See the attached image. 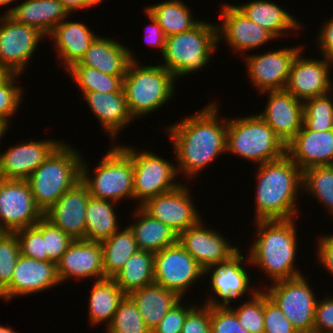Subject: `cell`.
<instances>
[{
	"label": "cell",
	"mask_w": 333,
	"mask_h": 333,
	"mask_svg": "<svg viewBox=\"0 0 333 333\" xmlns=\"http://www.w3.org/2000/svg\"><path fill=\"white\" fill-rule=\"evenodd\" d=\"M221 7L220 19L223 21H220V24L215 23L218 43L225 40L233 52L245 55L244 52L257 49L256 47L276 39L269 31L249 20L235 5L223 4Z\"/></svg>",
	"instance_id": "cell-18"
},
{
	"label": "cell",
	"mask_w": 333,
	"mask_h": 333,
	"mask_svg": "<svg viewBox=\"0 0 333 333\" xmlns=\"http://www.w3.org/2000/svg\"><path fill=\"white\" fill-rule=\"evenodd\" d=\"M148 19L150 20L151 24L148 27V32L146 30V43L151 45L152 47H159V51L161 52V55L164 53L165 50V43H166V36L163 32V29L158 24V22L155 20V18L145 9L144 12ZM146 27V28H147Z\"/></svg>",
	"instance_id": "cell-54"
},
{
	"label": "cell",
	"mask_w": 333,
	"mask_h": 333,
	"mask_svg": "<svg viewBox=\"0 0 333 333\" xmlns=\"http://www.w3.org/2000/svg\"><path fill=\"white\" fill-rule=\"evenodd\" d=\"M82 22L67 21V18L58 24L48 36L54 39L56 55L67 71L84 56L90 44L98 36Z\"/></svg>",
	"instance_id": "cell-29"
},
{
	"label": "cell",
	"mask_w": 333,
	"mask_h": 333,
	"mask_svg": "<svg viewBox=\"0 0 333 333\" xmlns=\"http://www.w3.org/2000/svg\"><path fill=\"white\" fill-rule=\"evenodd\" d=\"M264 333H297L289 319L265 291Z\"/></svg>",
	"instance_id": "cell-47"
},
{
	"label": "cell",
	"mask_w": 333,
	"mask_h": 333,
	"mask_svg": "<svg viewBox=\"0 0 333 333\" xmlns=\"http://www.w3.org/2000/svg\"><path fill=\"white\" fill-rule=\"evenodd\" d=\"M295 220L254 221L257 239L245 263L261 268L272 283L303 275L294 263L298 252Z\"/></svg>",
	"instance_id": "cell-3"
},
{
	"label": "cell",
	"mask_w": 333,
	"mask_h": 333,
	"mask_svg": "<svg viewBox=\"0 0 333 333\" xmlns=\"http://www.w3.org/2000/svg\"><path fill=\"white\" fill-rule=\"evenodd\" d=\"M146 10L155 18L166 37L187 32L200 21L194 19L190 8L182 0H168L147 6ZM193 17V18H192Z\"/></svg>",
	"instance_id": "cell-37"
},
{
	"label": "cell",
	"mask_w": 333,
	"mask_h": 333,
	"mask_svg": "<svg viewBox=\"0 0 333 333\" xmlns=\"http://www.w3.org/2000/svg\"><path fill=\"white\" fill-rule=\"evenodd\" d=\"M202 219L178 236V242L205 269L229 260L239 247L227 241L219 232L206 228Z\"/></svg>",
	"instance_id": "cell-20"
},
{
	"label": "cell",
	"mask_w": 333,
	"mask_h": 333,
	"mask_svg": "<svg viewBox=\"0 0 333 333\" xmlns=\"http://www.w3.org/2000/svg\"><path fill=\"white\" fill-rule=\"evenodd\" d=\"M0 23V66L7 73L23 74L44 35L8 15H1Z\"/></svg>",
	"instance_id": "cell-13"
},
{
	"label": "cell",
	"mask_w": 333,
	"mask_h": 333,
	"mask_svg": "<svg viewBox=\"0 0 333 333\" xmlns=\"http://www.w3.org/2000/svg\"><path fill=\"white\" fill-rule=\"evenodd\" d=\"M286 154L302 171L315 166L333 165V129L315 132L302 125L286 145Z\"/></svg>",
	"instance_id": "cell-25"
},
{
	"label": "cell",
	"mask_w": 333,
	"mask_h": 333,
	"mask_svg": "<svg viewBox=\"0 0 333 333\" xmlns=\"http://www.w3.org/2000/svg\"><path fill=\"white\" fill-rule=\"evenodd\" d=\"M0 333H17L16 331H14V329L12 330V328L10 327H6V326H1L0 325Z\"/></svg>",
	"instance_id": "cell-57"
},
{
	"label": "cell",
	"mask_w": 333,
	"mask_h": 333,
	"mask_svg": "<svg viewBox=\"0 0 333 333\" xmlns=\"http://www.w3.org/2000/svg\"><path fill=\"white\" fill-rule=\"evenodd\" d=\"M331 19V20H330ZM321 26L317 34L316 42L322 52V56L333 62V17Z\"/></svg>",
	"instance_id": "cell-52"
},
{
	"label": "cell",
	"mask_w": 333,
	"mask_h": 333,
	"mask_svg": "<svg viewBox=\"0 0 333 333\" xmlns=\"http://www.w3.org/2000/svg\"><path fill=\"white\" fill-rule=\"evenodd\" d=\"M134 57L133 51L120 42L98 35L73 66H87L111 76H125L129 64L137 59Z\"/></svg>",
	"instance_id": "cell-26"
},
{
	"label": "cell",
	"mask_w": 333,
	"mask_h": 333,
	"mask_svg": "<svg viewBox=\"0 0 333 333\" xmlns=\"http://www.w3.org/2000/svg\"><path fill=\"white\" fill-rule=\"evenodd\" d=\"M70 14L76 10L91 8L92 6L103 2V0H59Z\"/></svg>",
	"instance_id": "cell-55"
},
{
	"label": "cell",
	"mask_w": 333,
	"mask_h": 333,
	"mask_svg": "<svg viewBox=\"0 0 333 333\" xmlns=\"http://www.w3.org/2000/svg\"><path fill=\"white\" fill-rule=\"evenodd\" d=\"M15 234L20 244V254L40 261H50L45 252V239L35 226L17 230Z\"/></svg>",
	"instance_id": "cell-46"
},
{
	"label": "cell",
	"mask_w": 333,
	"mask_h": 333,
	"mask_svg": "<svg viewBox=\"0 0 333 333\" xmlns=\"http://www.w3.org/2000/svg\"><path fill=\"white\" fill-rule=\"evenodd\" d=\"M8 73L0 66V80H2Z\"/></svg>",
	"instance_id": "cell-59"
},
{
	"label": "cell",
	"mask_w": 333,
	"mask_h": 333,
	"mask_svg": "<svg viewBox=\"0 0 333 333\" xmlns=\"http://www.w3.org/2000/svg\"><path fill=\"white\" fill-rule=\"evenodd\" d=\"M301 53L303 50L292 62L285 90L302 102L332 92L330 69L333 62L323 56L322 60L308 59Z\"/></svg>",
	"instance_id": "cell-17"
},
{
	"label": "cell",
	"mask_w": 333,
	"mask_h": 333,
	"mask_svg": "<svg viewBox=\"0 0 333 333\" xmlns=\"http://www.w3.org/2000/svg\"><path fill=\"white\" fill-rule=\"evenodd\" d=\"M89 296V322L93 326L104 324L107 327L126 294L116 284L113 278L93 281Z\"/></svg>",
	"instance_id": "cell-33"
},
{
	"label": "cell",
	"mask_w": 333,
	"mask_h": 333,
	"mask_svg": "<svg viewBox=\"0 0 333 333\" xmlns=\"http://www.w3.org/2000/svg\"><path fill=\"white\" fill-rule=\"evenodd\" d=\"M317 252L319 263H321L325 270L333 275V235H325L320 240L318 239Z\"/></svg>",
	"instance_id": "cell-53"
},
{
	"label": "cell",
	"mask_w": 333,
	"mask_h": 333,
	"mask_svg": "<svg viewBox=\"0 0 333 333\" xmlns=\"http://www.w3.org/2000/svg\"><path fill=\"white\" fill-rule=\"evenodd\" d=\"M62 143L50 138L13 145L0 153V177L26 180Z\"/></svg>",
	"instance_id": "cell-21"
},
{
	"label": "cell",
	"mask_w": 333,
	"mask_h": 333,
	"mask_svg": "<svg viewBox=\"0 0 333 333\" xmlns=\"http://www.w3.org/2000/svg\"><path fill=\"white\" fill-rule=\"evenodd\" d=\"M229 307L237 316L239 323L249 333H264V289L256 291L249 299L239 305Z\"/></svg>",
	"instance_id": "cell-42"
},
{
	"label": "cell",
	"mask_w": 333,
	"mask_h": 333,
	"mask_svg": "<svg viewBox=\"0 0 333 333\" xmlns=\"http://www.w3.org/2000/svg\"><path fill=\"white\" fill-rule=\"evenodd\" d=\"M240 251L234 254L229 260L204 269V275L207 276L208 273L212 274L209 280L211 279L210 285L216 294H214L215 297H207V301L205 300L204 304L213 307H230V302L232 303V301L242 298L247 292L249 295L246 297H251L258 291V288L255 289L254 286L251 287L252 289L249 288L251 284L249 281L250 277L244 268L245 265H241L245 262V258Z\"/></svg>",
	"instance_id": "cell-14"
},
{
	"label": "cell",
	"mask_w": 333,
	"mask_h": 333,
	"mask_svg": "<svg viewBox=\"0 0 333 333\" xmlns=\"http://www.w3.org/2000/svg\"><path fill=\"white\" fill-rule=\"evenodd\" d=\"M302 190L319 204L324 205L330 216H333V165L315 166L303 171Z\"/></svg>",
	"instance_id": "cell-38"
},
{
	"label": "cell",
	"mask_w": 333,
	"mask_h": 333,
	"mask_svg": "<svg viewBox=\"0 0 333 333\" xmlns=\"http://www.w3.org/2000/svg\"><path fill=\"white\" fill-rule=\"evenodd\" d=\"M10 123L0 118V140L3 138L5 132L9 129Z\"/></svg>",
	"instance_id": "cell-56"
},
{
	"label": "cell",
	"mask_w": 333,
	"mask_h": 333,
	"mask_svg": "<svg viewBox=\"0 0 333 333\" xmlns=\"http://www.w3.org/2000/svg\"><path fill=\"white\" fill-rule=\"evenodd\" d=\"M198 305L187 313L181 333H211L210 306Z\"/></svg>",
	"instance_id": "cell-50"
},
{
	"label": "cell",
	"mask_w": 333,
	"mask_h": 333,
	"mask_svg": "<svg viewBox=\"0 0 333 333\" xmlns=\"http://www.w3.org/2000/svg\"><path fill=\"white\" fill-rule=\"evenodd\" d=\"M117 203L90 197L86 209L85 239L103 241L120 229L116 212Z\"/></svg>",
	"instance_id": "cell-36"
},
{
	"label": "cell",
	"mask_w": 333,
	"mask_h": 333,
	"mask_svg": "<svg viewBox=\"0 0 333 333\" xmlns=\"http://www.w3.org/2000/svg\"><path fill=\"white\" fill-rule=\"evenodd\" d=\"M128 296L137 305L144 323L151 332L167 312L182 300L176 292L155 283L137 289Z\"/></svg>",
	"instance_id": "cell-31"
},
{
	"label": "cell",
	"mask_w": 333,
	"mask_h": 333,
	"mask_svg": "<svg viewBox=\"0 0 333 333\" xmlns=\"http://www.w3.org/2000/svg\"><path fill=\"white\" fill-rule=\"evenodd\" d=\"M264 291L292 323L297 333L314 332L315 307L318 301L304 274L272 283Z\"/></svg>",
	"instance_id": "cell-10"
},
{
	"label": "cell",
	"mask_w": 333,
	"mask_h": 333,
	"mask_svg": "<svg viewBox=\"0 0 333 333\" xmlns=\"http://www.w3.org/2000/svg\"><path fill=\"white\" fill-rule=\"evenodd\" d=\"M301 46L282 48L263 54L246 56L247 75L254 87L265 91L285 90L290 68Z\"/></svg>",
	"instance_id": "cell-16"
},
{
	"label": "cell",
	"mask_w": 333,
	"mask_h": 333,
	"mask_svg": "<svg viewBox=\"0 0 333 333\" xmlns=\"http://www.w3.org/2000/svg\"><path fill=\"white\" fill-rule=\"evenodd\" d=\"M17 78H20V74L8 73L0 80V118L8 123H10L12 115L14 117V114L18 111L20 101L24 99L22 98L23 87L16 85Z\"/></svg>",
	"instance_id": "cell-45"
},
{
	"label": "cell",
	"mask_w": 333,
	"mask_h": 333,
	"mask_svg": "<svg viewBox=\"0 0 333 333\" xmlns=\"http://www.w3.org/2000/svg\"><path fill=\"white\" fill-rule=\"evenodd\" d=\"M43 216L26 180L0 177V232L34 226Z\"/></svg>",
	"instance_id": "cell-12"
},
{
	"label": "cell",
	"mask_w": 333,
	"mask_h": 333,
	"mask_svg": "<svg viewBox=\"0 0 333 333\" xmlns=\"http://www.w3.org/2000/svg\"><path fill=\"white\" fill-rule=\"evenodd\" d=\"M90 111L96 116L101 128L110 138L116 140L121 129L134 121L131 115L124 92L104 93L85 92L83 93Z\"/></svg>",
	"instance_id": "cell-28"
},
{
	"label": "cell",
	"mask_w": 333,
	"mask_h": 333,
	"mask_svg": "<svg viewBox=\"0 0 333 333\" xmlns=\"http://www.w3.org/2000/svg\"><path fill=\"white\" fill-rule=\"evenodd\" d=\"M203 276L204 268L178 241L154 253V283L181 298Z\"/></svg>",
	"instance_id": "cell-11"
},
{
	"label": "cell",
	"mask_w": 333,
	"mask_h": 333,
	"mask_svg": "<svg viewBox=\"0 0 333 333\" xmlns=\"http://www.w3.org/2000/svg\"><path fill=\"white\" fill-rule=\"evenodd\" d=\"M175 77L162 65L141 66L138 60L129 64L123 78V92L134 119L152 114L172 99Z\"/></svg>",
	"instance_id": "cell-5"
},
{
	"label": "cell",
	"mask_w": 333,
	"mask_h": 333,
	"mask_svg": "<svg viewBox=\"0 0 333 333\" xmlns=\"http://www.w3.org/2000/svg\"><path fill=\"white\" fill-rule=\"evenodd\" d=\"M190 192L191 190L185 184H181L169 192L148 199L141 207L153 218L169 226L179 236L202 218L201 214H198Z\"/></svg>",
	"instance_id": "cell-15"
},
{
	"label": "cell",
	"mask_w": 333,
	"mask_h": 333,
	"mask_svg": "<svg viewBox=\"0 0 333 333\" xmlns=\"http://www.w3.org/2000/svg\"><path fill=\"white\" fill-rule=\"evenodd\" d=\"M20 256V244L15 232H0V293L11 283Z\"/></svg>",
	"instance_id": "cell-43"
},
{
	"label": "cell",
	"mask_w": 333,
	"mask_h": 333,
	"mask_svg": "<svg viewBox=\"0 0 333 333\" xmlns=\"http://www.w3.org/2000/svg\"><path fill=\"white\" fill-rule=\"evenodd\" d=\"M213 24V25H212ZM203 20L187 32L166 37L161 65L171 72L175 79L193 73L212 62L210 56L217 48V25Z\"/></svg>",
	"instance_id": "cell-6"
},
{
	"label": "cell",
	"mask_w": 333,
	"mask_h": 333,
	"mask_svg": "<svg viewBox=\"0 0 333 333\" xmlns=\"http://www.w3.org/2000/svg\"><path fill=\"white\" fill-rule=\"evenodd\" d=\"M235 7L249 20L269 31L276 39L285 35L287 30L291 32L294 30L296 33L303 27L286 9H282L270 0H253Z\"/></svg>",
	"instance_id": "cell-30"
},
{
	"label": "cell",
	"mask_w": 333,
	"mask_h": 333,
	"mask_svg": "<svg viewBox=\"0 0 333 333\" xmlns=\"http://www.w3.org/2000/svg\"><path fill=\"white\" fill-rule=\"evenodd\" d=\"M106 328L107 333H151L137 305L128 295L119 303L112 321Z\"/></svg>",
	"instance_id": "cell-41"
},
{
	"label": "cell",
	"mask_w": 333,
	"mask_h": 333,
	"mask_svg": "<svg viewBox=\"0 0 333 333\" xmlns=\"http://www.w3.org/2000/svg\"><path fill=\"white\" fill-rule=\"evenodd\" d=\"M214 102L166 128L175 150L177 172L184 174L183 178L193 179L220 153H226L228 118L219 121V106Z\"/></svg>",
	"instance_id": "cell-1"
},
{
	"label": "cell",
	"mask_w": 333,
	"mask_h": 333,
	"mask_svg": "<svg viewBox=\"0 0 333 333\" xmlns=\"http://www.w3.org/2000/svg\"><path fill=\"white\" fill-rule=\"evenodd\" d=\"M135 207V222L128 225L139 250L157 253L178 241V235L167 225L149 215L141 206Z\"/></svg>",
	"instance_id": "cell-32"
},
{
	"label": "cell",
	"mask_w": 333,
	"mask_h": 333,
	"mask_svg": "<svg viewBox=\"0 0 333 333\" xmlns=\"http://www.w3.org/2000/svg\"><path fill=\"white\" fill-rule=\"evenodd\" d=\"M226 152L261 165L286 154V145L258 115L228 118Z\"/></svg>",
	"instance_id": "cell-7"
},
{
	"label": "cell",
	"mask_w": 333,
	"mask_h": 333,
	"mask_svg": "<svg viewBox=\"0 0 333 333\" xmlns=\"http://www.w3.org/2000/svg\"><path fill=\"white\" fill-rule=\"evenodd\" d=\"M333 94L313 97L303 102V125L311 131L333 129Z\"/></svg>",
	"instance_id": "cell-40"
},
{
	"label": "cell",
	"mask_w": 333,
	"mask_h": 333,
	"mask_svg": "<svg viewBox=\"0 0 333 333\" xmlns=\"http://www.w3.org/2000/svg\"><path fill=\"white\" fill-rule=\"evenodd\" d=\"M88 187L80 180L52 205L44 217L75 239H85Z\"/></svg>",
	"instance_id": "cell-22"
},
{
	"label": "cell",
	"mask_w": 333,
	"mask_h": 333,
	"mask_svg": "<svg viewBox=\"0 0 333 333\" xmlns=\"http://www.w3.org/2000/svg\"><path fill=\"white\" fill-rule=\"evenodd\" d=\"M211 333H249L229 307L210 306Z\"/></svg>",
	"instance_id": "cell-48"
},
{
	"label": "cell",
	"mask_w": 333,
	"mask_h": 333,
	"mask_svg": "<svg viewBox=\"0 0 333 333\" xmlns=\"http://www.w3.org/2000/svg\"><path fill=\"white\" fill-rule=\"evenodd\" d=\"M16 0H0V6H7Z\"/></svg>",
	"instance_id": "cell-58"
},
{
	"label": "cell",
	"mask_w": 333,
	"mask_h": 333,
	"mask_svg": "<svg viewBox=\"0 0 333 333\" xmlns=\"http://www.w3.org/2000/svg\"><path fill=\"white\" fill-rule=\"evenodd\" d=\"M34 226L45 239V252L48 253L49 260L57 264L74 239L44 216Z\"/></svg>",
	"instance_id": "cell-44"
},
{
	"label": "cell",
	"mask_w": 333,
	"mask_h": 333,
	"mask_svg": "<svg viewBox=\"0 0 333 333\" xmlns=\"http://www.w3.org/2000/svg\"><path fill=\"white\" fill-rule=\"evenodd\" d=\"M256 171L255 221L297 218L299 207L295 201L299 190L302 191L303 180L298 165L284 154L258 165Z\"/></svg>",
	"instance_id": "cell-2"
},
{
	"label": "cell",
	"mask_w": 333,
	"mask_h": 333,
	"mask_svg": "<svg viewBox=\"0 0 333 333\" xmlns=\"http://www.w3.org/2000/svg\"><path fill=\"white\" fill-rule=\"evenodd\" d=\"M60 283L56 263L40 261L20 254L13 271L11 283L1 293V298L10 302L15 296L17 298L41 293Z\"/></svg>",
	"instance_id": "cell-19"
},
{
	"label": "cell",
	"mask_w": 333,
	"mask_h": 333,
	"mask_svg": "<svg viewBox=\"0 0 333 333\" xmlns=\"http://www.w3.org/2000/svg\"><path fill=\"white\" fill-rule=\"evenodd\" d=\"M314 332L333 333V298L318 299L315 307Z\"/></svg>",
	"instance_id": "cell-51"
},
{
	"label": "cell",
	"mask_w": 333,
	"mask_h": 333,
	"mask_svg": "<svg viewBox=\"0 0 333 333\" xmlns=\"http://www.w3.org/2000/svg\"><path fill=\"white\" fill-rule=\"evenodd\" d=\"M100 241L105 278H113L139 249L129 226Z\"/></svg>",
	"instance_id": "cell-34"
},
{
	"label": "cell",
	"mask_w": 333,
	"mask_h": 333,
	"mask_svg": "<svg viewBox=\"0 0 333 333\" xmlns=\"http://www.w3.org/2000/svg\"><path fill=\"white\" fill-rule=\"evenodd\" d=\"M57 274L61 284L73 278H105L102 247L100 242L75 239L57 263Z\"/></svg>",
	"instance_id": "cell-23"
},
{
	"label": "cell",
	"mask_w": 333,
	"mask_h": 333,
	"mask_svg": "<svg viewBox=\"0 0 333 333\" xmlns=\"http://www.w3.org/2000/svg\"><path fill=\"white\" fill-rule=\"evenodd\" d=\"M63 142L26 179L36 205L44 213L81 180V153Z\"/></svg>",
	"instance_id": "cell-4"
},
{
	"label": "cell",
	"mask_w": 333,
	"mask_h": 333,
	"mask_svg": "<svg viewBox=\"0 0 333 333\" xmlns=\"http://www.w3.org/2000/svg\"><path fill=\"white\" fill-rule=\"evenodd\" d=\"M268 102L258 115L273 129L287 145L303 125V102L286 90L265 91Z\"/></svg>",
	"instance_id": "cell-24"
},
{
	"label": "cell",
	"mask_w": 333,
	"mask_h": 333,
	"mask_svg": "<svg viewBox=\"0 0 333 333\" xmlns=\"http://www.w3.org/2000/svg\"><path fill=\"white\" fill-rule=\"evenodd\" d=\"M121 290L131 292L154 283V253L138 250L113 277Z\"/></svg>",
	"instance_id": "cell-35"
},
{
	"label": "cell",
	"mask_w": 333,
	"mask_h": 333,
	"mask_svg": "<svg viewBox=\"0 0 333 333\" xmlns=\"http://www.w3.org/2000/svg\"><path fill=\"white\" fill-rule=\"evenodd\" d=\"M80 91L114 93L123 92L124 76H111L87 66H72L67 70Z\"/></svg>",
	"instance_id": "cell-39"
},
{
	"label": "cell",
	"mask_w": 333,
	"mask_h": 333,
	"mask_svg": "<svg viewBox=\"0 0 333 333\" xmlns=\"http://www.w3.org/2000/svg\"><path fill=\"white\" fill-rule=\"evenodd\" d=\"M14 21L36 28L46 38L71 14L59 0H25L4 11Z\"/></svg>",
	"instance_id": "cell-27"
},
{
	"label": "cell",
	"mask_w": 333,
	"mask_h": 333,
	"mask_svg": "<svg viewBox=\"0 0 333 333\" xmlns=\"http://www.w3.org/2000/svg\"><path fill=\"white\" fill-rule=\"evenodd\" d=\"M181 302L183 301L180 300L167 312L151 333H181L187 313L195 306L192 303L184 305Z\"/></svg>",
	"instance_id": "cell-49"
},
{
	"label": "cell",
	"mask_w": 333,
	"mask_h": 333,
	"mask_svg": "<svg viewBox=\"0 0 333 333\" xmlns=\"http://www.w3.org/2000/svg\"><path fill=\"white\" fill-rule=\"evenodd\" d=\"M119 146L132 158L134 199L140 201L139 206L182 184L175 180L178 178L176 164L146 149L139 152L132 146Z\"/></svg>",
	"instance_id": "cell-9"
},
{
	"label": "cell",
	"mask_w": 333,
	"mask_h": 333,
	"mask_svg": "<svg viewBox=\"0 0 333 333\" xmlns=\"http://www.w3.org/2000/svg\"><path fill=\"white\" fill-rule=\"evenodd\" d=\"M104 155L91 177L89 163H86L85 159L81 161V181L88 187L90 196L115 203L125 198L133 200L132 158L116 144Z\"/></svg>",
	"instance_id": "cell-8"
}]
</instances>
